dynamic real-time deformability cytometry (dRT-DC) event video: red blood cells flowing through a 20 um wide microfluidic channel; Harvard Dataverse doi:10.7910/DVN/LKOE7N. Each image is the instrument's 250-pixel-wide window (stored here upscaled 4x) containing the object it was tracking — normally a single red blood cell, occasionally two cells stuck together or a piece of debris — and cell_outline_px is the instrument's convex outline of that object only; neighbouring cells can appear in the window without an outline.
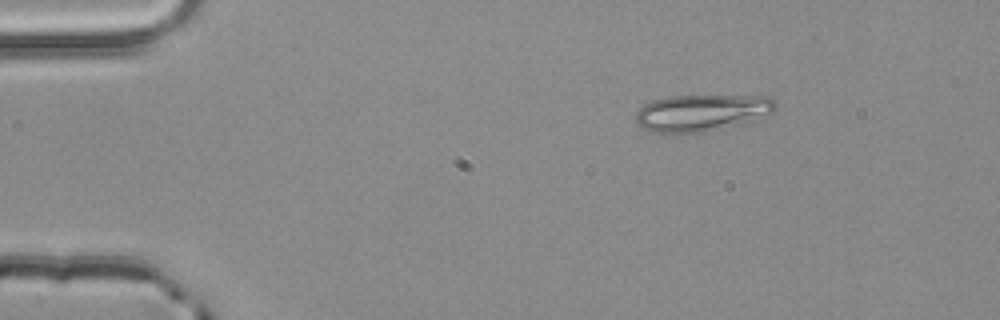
{"species": "common noctule bat (a hibernating species)", "species_latin": "Nyctalus noctula", "temperature_condition": "room temperature", "stored_images_in_passage": 3, "camera_frame_rate_fps": 3000, "um_per_image_px": 0.085, "animal": {"sex": "male", "body_mass_g": 20.4}, "frame": {"image": 1, "passage_image": 1, "time_ms": 0.0, "image_size_px": [1000, 320], "cell_outline_px": [[776, 108], [772, 112], [752, 120], [700, 132], [652, 132], [640, 128], [636, 124], [636, 112], [644, 104], [656, 100], [672, 96], [768, 96], [776, 100]], "centroid_in_image_um": [59.61, 9.57], "position_along_channel_um": 25.4, "area_um2": 29.3}}